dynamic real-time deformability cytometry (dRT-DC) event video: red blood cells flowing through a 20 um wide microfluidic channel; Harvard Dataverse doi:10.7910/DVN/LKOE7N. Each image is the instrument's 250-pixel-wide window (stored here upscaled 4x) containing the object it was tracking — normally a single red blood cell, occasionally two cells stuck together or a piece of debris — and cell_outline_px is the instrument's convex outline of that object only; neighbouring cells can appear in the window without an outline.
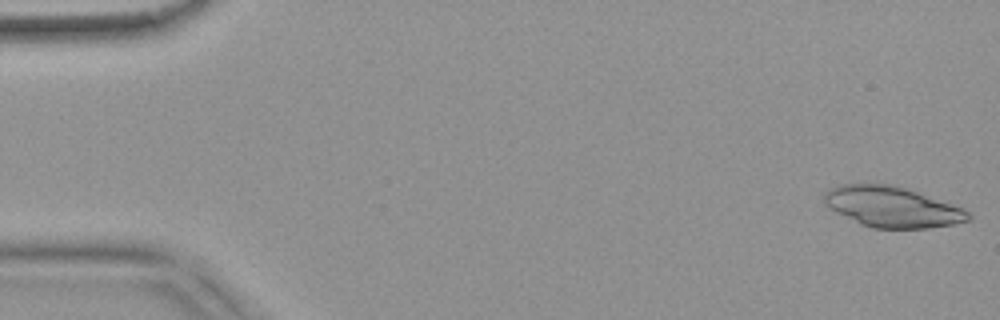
{"species": "common noctule bat (a hibernating species)", "species_latin": "Nyctalus noctula", "temperature_condition": "warm", "stored_images_in_passage": 52, "camera_frame_rate_fps": 3000, "um_per_image_px": 0.085, "animal": {"sex": "female", "body_mass_g": 18.4}, "frame": {"image": 1, "passage_image": 1, "time_ms": 0.0, "image_size_px": [1000, 320], "cell_outline_px": [[972, 220], [952, 224], [928, 228], [872, 228], [860, 224], [828, 208], [824, 204], [824, 192], [840, 184], [892, 184], [908, 188], [964, 208], [972, 216]], "centroid_in_image_um": [75.84, 17.58], "position_along_channel_um": 9.2, "area_um2": 34.28}}
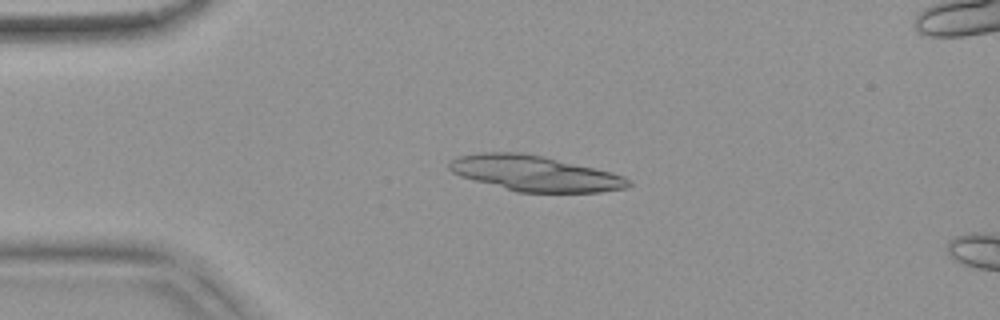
{"frame": {"image": 2, "passage_image": 12, "time_ms": 3.667, "image_size_px": [1000, 320], "cell_outline_px": [[632, 184], [628, 188], [600, 192], [516, 192], [460, 176], [452, 172], [448, 168], [448, 160], [456, 156], [484, 152], [520, 152], [544, 156], [612, 172], [624, 176], [632, 180]], "centroid_in_image_um": [45.46, 14.73], "position_along_channel_um": 39.5, "area_um2": 37.28}}